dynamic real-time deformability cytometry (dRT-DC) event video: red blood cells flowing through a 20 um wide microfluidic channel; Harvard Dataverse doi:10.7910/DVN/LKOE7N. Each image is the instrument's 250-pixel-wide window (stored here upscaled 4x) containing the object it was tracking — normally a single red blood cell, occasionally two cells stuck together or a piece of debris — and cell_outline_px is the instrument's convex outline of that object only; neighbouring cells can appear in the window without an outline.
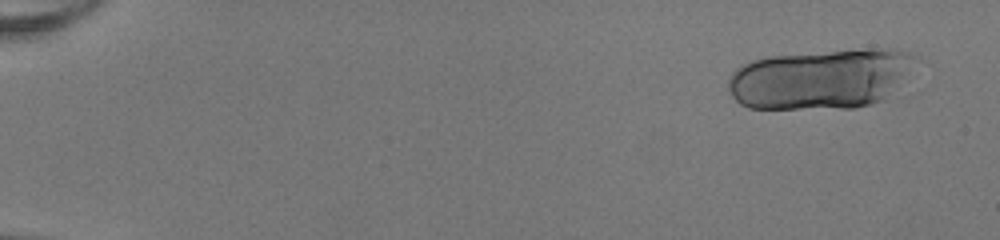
{"species": "human", "species_latin": "Homo sapiens", "temperature_condition": "room temperature", "stored_images_in_passage": 21, "camera_frame_rate_fps": 3000, "um_per_image_px": 0.085, "donor": {"sex": "female"}, "frame": {"image": 1, "passage_image": 3, "time_ms": 0.667, "image_size_px": [1000, 240], "cell_outline_px": [[916, 56], [884, 100], [872, 104], [856, 108], [748, 108], [740, 104], [732, 96], [728, 88], [728, 80], [732, 72], [736, 68], [752, 60], [768, 56], [884, 48], [896, 48], [908, 52]], "centroid_in_image_um": [69.66, 6.72], "position_along_channel_um": 15.3, "area_um2": 64.45}}